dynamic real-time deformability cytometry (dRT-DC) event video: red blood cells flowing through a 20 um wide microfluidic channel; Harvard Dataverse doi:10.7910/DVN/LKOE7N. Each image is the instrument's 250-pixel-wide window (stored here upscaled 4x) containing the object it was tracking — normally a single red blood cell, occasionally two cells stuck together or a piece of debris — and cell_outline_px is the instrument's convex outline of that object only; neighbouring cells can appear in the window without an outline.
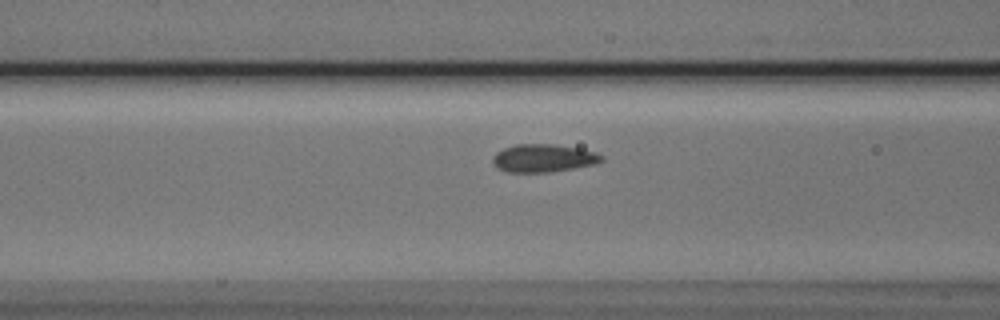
{"species": "Egyptian fruit bat (a non-hibernating species)", "species_latin": "Rousettus aegyptiacus", "temperature_condition": "cold", "stored_images_in_passage": 36, "camera_frame_rate_fps": 3000, "um_per_image_px": 0.085, "animal": {"sex": "male"}, "frame": {"image": 1, "passage_image": 9, "time_ms": 2.667, "image_size_px": [1000, 320], "cell_outline_px": [[604, 160], [596, 164], [552, 172], [508, 172], [496, 168], [492, 164], [492, 156], [496, 152], [504, 148], [516, 144], [556, 144], [580, 148], [596, 152], [604, 156]], "centroid_in_image_um": [46.19, 13.44], "position_along_channel_um": 120.4, "area_um2": 18.03}}
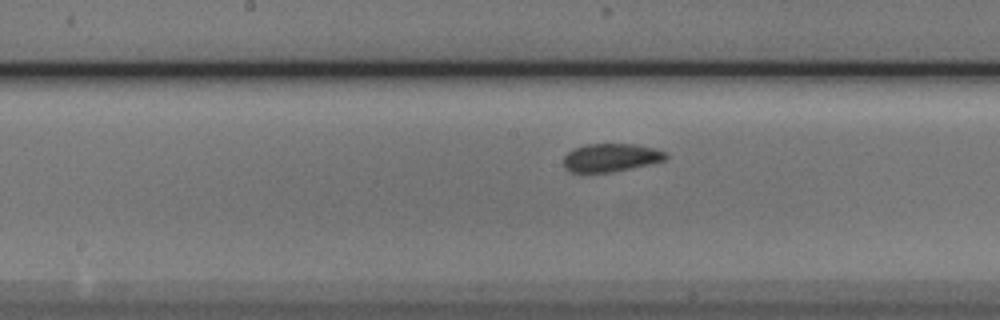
{"frame": {"image": 2, "passage_image": 15, "time_ms": 4.667, "image_size_px": [1000, 320], "cell_outline_px": [[668, 156], [664, 160], [648, 164], [612, 172], [568, 172], [564, 168], [564, 156], [572, 148], [588, 144], [636, 144], [652, 148], [664, 152]], "centroid_in_image_um": [51.86, 13.39], "position_along_channel_um": 196.3, "area_um2": 16.65}}
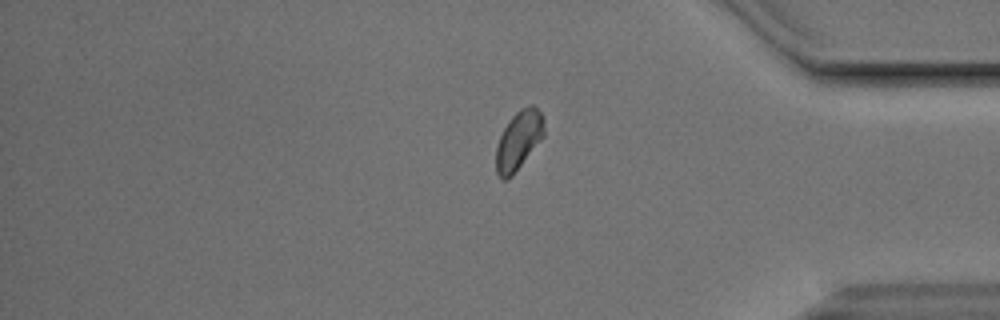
{"frame": {"image": 3, "passage_image": 32, "time_ms": 10.333, "image_size_px": [1000, 320], "cell_outline_px": [[544, 136], [512, 176], [508, 180], [504, 180], [496, 172], [496, 148], [500, 136], [504, 128], [512, 116], [520, 108], [528, 104], [532, 104], [544, 116]], "centroid_in_image_um": [44.1, 11.91], "position_along_channel_um": 391.1, "area_um2": 16.47}, "authors_computed_cell_mechanics": {"area_um2": 17.0799, "velocity_mm_per_s": 3.7969, "shape_relaxation_time_tau1_ms": 3.1343, "shape_relaxation_time_tau2_ms": null, "deformation_change_tau1": 0.0576, "deformation_change_tau2": null}}